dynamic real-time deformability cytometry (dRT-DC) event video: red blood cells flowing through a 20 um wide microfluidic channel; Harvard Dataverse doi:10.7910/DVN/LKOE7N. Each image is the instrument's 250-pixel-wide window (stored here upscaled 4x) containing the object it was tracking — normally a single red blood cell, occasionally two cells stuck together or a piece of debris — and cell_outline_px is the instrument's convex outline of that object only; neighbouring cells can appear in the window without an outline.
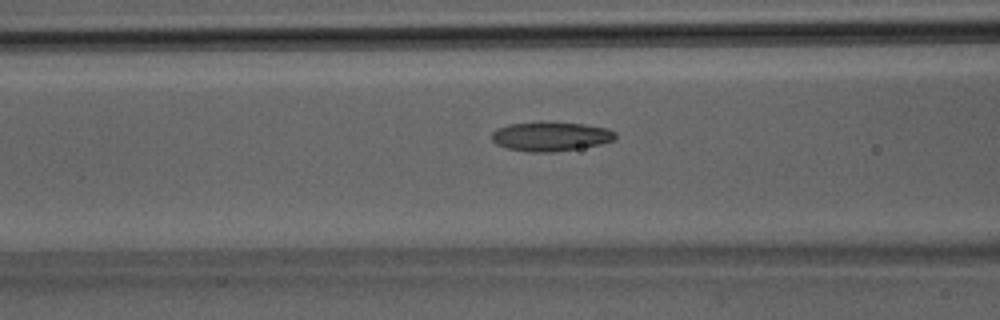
{"species": "Egyptian fruit bat (a non-hibernating species)", "species_latin": "Rousettus aegyptiacus", "temperature_condition": "room temperature", "stored_images_in_passage": 23, "camera_frame_rate_fps": 3000, "um_per_image_px": 0.085, "animal": {"sex": "male"}, "frame": {"image": 1, "passage_image": 4, "time_ms": 1.0, "image_size_px": [1000, 320], "cell_outline_px": [[616, 136], [612, 140], [600, 144], [552, 152], [528, 152], [508, 148], [496, 144], [492, 140], [492, 132], [496, 128], [508, 124], [540, 120], [584, 124], [608, 128], [616, 132]], "centroid_in_image_um": [46.76, 11.56], "position_along_channel_um": 119.8, "area_um2": 21.39}}
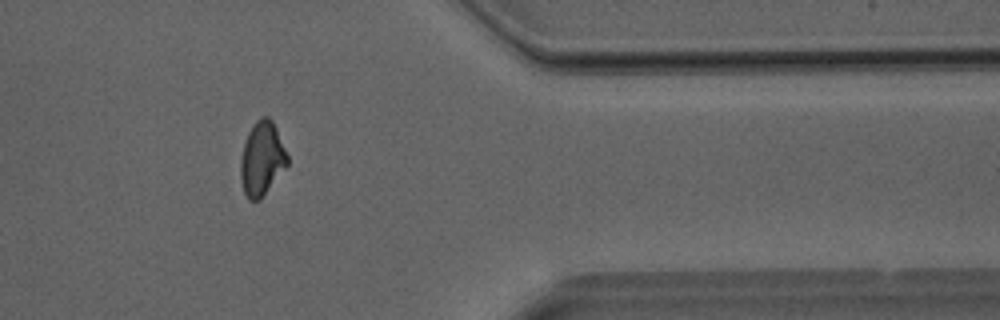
{"frame": {"image": 2, "passage_image": 20, "time_ms": 6.333, "image_size_px": [1000, 320], "cell_outline_px": [[288, 164], [260, 200], [248, 200], [244, 192], [240, 176], [240, 160], [244, 144], [248, 132], [252, 124], [256, 120], [264, 116], [268, 116], [272, 120], [276, 128], [288, 156]], "centroid_in_image_um": [22.25, 13.48], "position_along_channel_um": 389.1, "area_um2": 20.06}}